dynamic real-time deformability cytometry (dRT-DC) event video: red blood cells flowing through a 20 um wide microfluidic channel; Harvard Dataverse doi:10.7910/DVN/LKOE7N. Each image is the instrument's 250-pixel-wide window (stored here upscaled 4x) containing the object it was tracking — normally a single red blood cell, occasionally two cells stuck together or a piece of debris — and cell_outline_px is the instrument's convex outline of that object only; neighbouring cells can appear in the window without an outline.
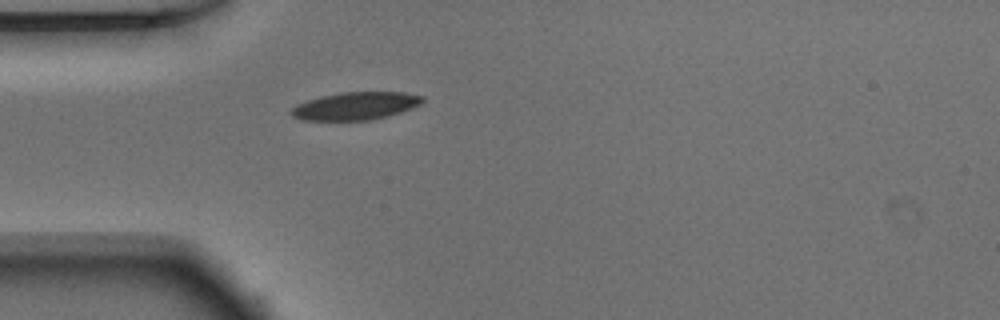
{"species": "Egyptian fruit bat (a non-hibernating species)", "species_latin": "Rousettus aegyptiacus", "temperature_condition": "warm", "stored_images_in_passage": 32, "camera_frame_rate_fps": 3000, "um_per_image_px": 0.085, "animal": {"sex": "male"}, "frame": {"image": 1, "passage_image": 1, "time_ms": 0.0, "image_size_px": [1000, 320], "cell_outline_px": [[424, 100], [420, 104], [412, 108], [388, 116], [368, 120], [300, 120], [292, 116], [288, 112], [296, 104], [308, 100], [340, 92], [404, 92], [424, 96]], "centroid_in_image_um": [30.21, 9.0], "position_along_channel_um": 54.8, "area_um2": 21.21}}
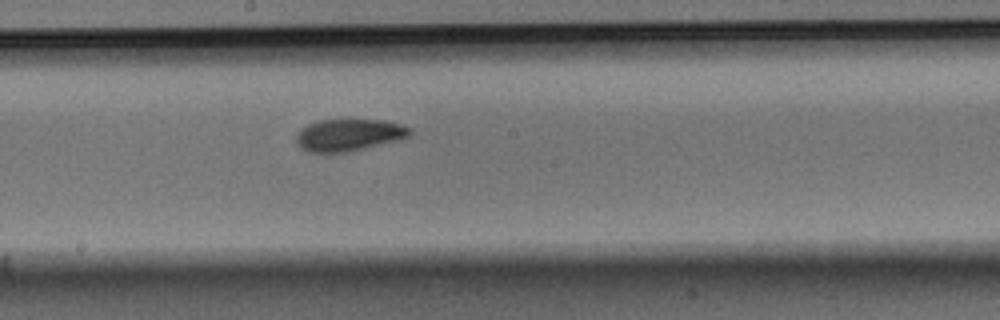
{"frame": {"image": 2, "passage_image": 14, "time_ms": 4.333, "image_size_px": [1000, 320], "cell_outline_px": [[412, 132], [408, 136], [400, 140], [344, 152], [308, 152], [300, 148], [296, 144], [296, 132], [300, 128], [308, 124], [320, 120], [384, 120], [400, 124], [412, 128]], "centroid_in_image_um": [29.62, 11.47], "position_along_channel_um": 218.6, "area_um2": 21.21}}
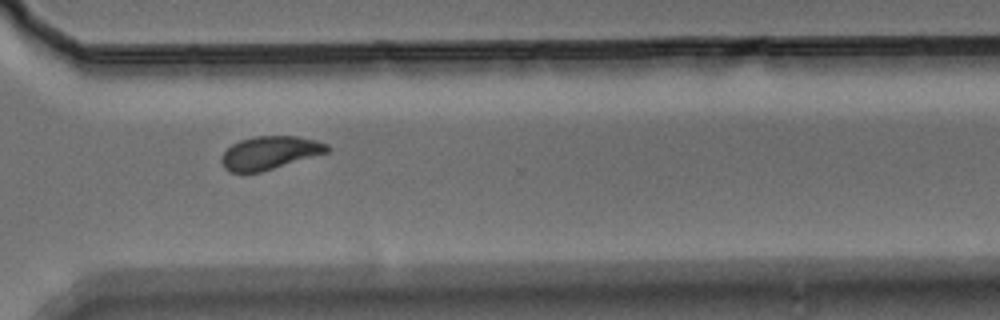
{"frame": {"image": 3, "passage_image": 24, "time_ms": 7.667, "image_size_px": [1000, 320], "cell_outline_px": [[328, 152], [260, 172], [232, 172], [224, 168], [220, 160], [220, 156], [232, 144], [240, 140], [252, 136], [296, 136], [316, 140], [328, 144]], "centroid_in_image_um": [22.9, 12.98], "position_along_channel_um": 347.7, "area_um2": 20.29}, "authors_computed_cell_mechanics": {"area_um2": 21.2993, "velocity_mm_per_s": 3.8812, "shape_relaxation_time_tau1_ms": 3.2803, "shape_relaxation_time_tau2_ms": 3.3539, "deformation_change_tau1": 0.1388, "deformation_change_tau2": 0.0554}}